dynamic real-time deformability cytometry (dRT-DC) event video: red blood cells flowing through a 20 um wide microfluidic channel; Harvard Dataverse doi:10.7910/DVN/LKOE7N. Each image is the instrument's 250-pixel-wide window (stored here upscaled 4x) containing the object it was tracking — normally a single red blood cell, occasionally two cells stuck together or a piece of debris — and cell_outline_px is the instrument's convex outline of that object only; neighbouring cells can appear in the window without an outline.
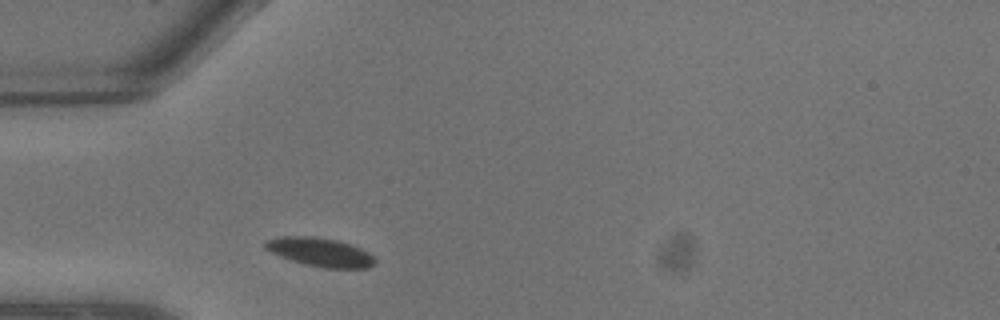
{"species": "common noctule bat (a hibernating species)", "species_latin": "Nyctalus noctula", "temperature_condition": "warm", "stored_images_in_passage": 1, "camera_frame_rate_fps": 3000, "um_per_image_px": 0.085, "animal": {"sex": "male", "body_mass_g": 13.3}, "frame": {"image": 1, "passage_image": 1, "time_ms": 0.0, "image_size_px": [1000, 320], "cell_outline_px": [[376, 260], [368, 268], [324, 268], [304, 264], [280, 256], [264, 248], [264, 244], [268, 240], [284, 236], [312, 236], [336, 240], [360, 248], [368, 252]], "centroid_in_image_um": [27.21, 21.43], "position_along_channel_um": 57.8, "area_um2": 18.03}}